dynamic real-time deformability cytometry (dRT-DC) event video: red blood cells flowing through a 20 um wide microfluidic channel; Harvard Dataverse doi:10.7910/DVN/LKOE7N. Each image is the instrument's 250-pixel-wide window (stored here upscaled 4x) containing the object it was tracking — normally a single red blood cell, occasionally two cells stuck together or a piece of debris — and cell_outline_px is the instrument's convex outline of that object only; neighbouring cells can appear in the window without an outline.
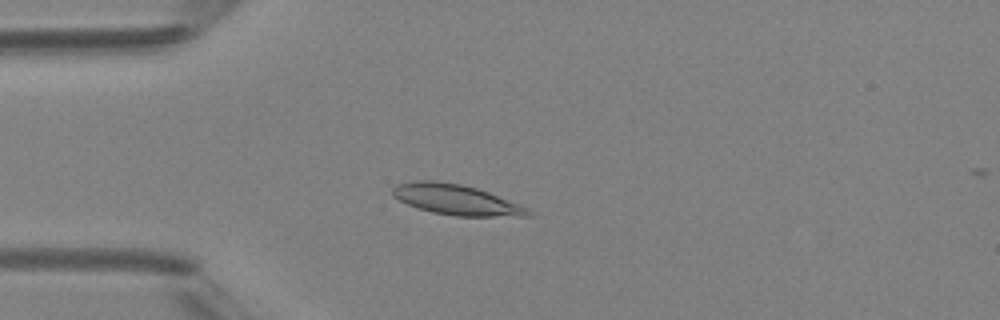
{"species": "Egyptian fruit bat (a non-hibernating species)", "species_latin": "Rousettus aegyptiacus", "temperature_condition": "room temperature", "stored_images_in_passage": 6, "camera_frame_rate_fps": 3000, "um_per_image_px": 0.085, "animal": {"sex": "female"}, "frame": {"image": 1, "passage_image": 4, "time_ms": 3.667, "image_size_px": [1000, 320], "cell_outline_px": [[536, 216], [456, 216], [432, 212], [408, 204], [392, 196], [392, 188], [396, 184], [412, 180], [436, 180], [460, 184], [476, 188], [488, 192], [520, 204], [528, 208]], "centroid_in_image_um": [38.78, 16.96], "position_along_channel_um": 46.2, "area_um2": 24.04}}
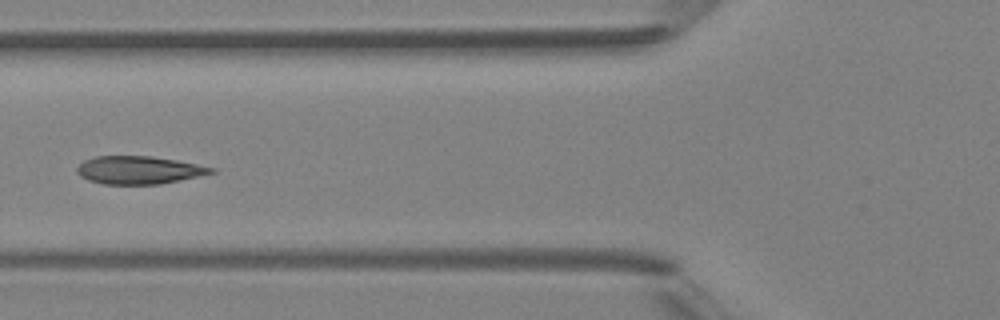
{"frame": {"image": 2, "passage_image": 6, "time_ms": 5.667, "image_size_px": [1000, 320], "cell_outline_px": [[216, 172], [160, 184], [104, 184], [88, 180], [80, 176], [76, 172], [76, 168], [84, 160], [96, 156], [152, 156], [176, 160], [216, 168]], "centroid_in_image_um": [11.78, 14.45], "position_along_channel_um": 114.0, "area_um2": 21.73}}